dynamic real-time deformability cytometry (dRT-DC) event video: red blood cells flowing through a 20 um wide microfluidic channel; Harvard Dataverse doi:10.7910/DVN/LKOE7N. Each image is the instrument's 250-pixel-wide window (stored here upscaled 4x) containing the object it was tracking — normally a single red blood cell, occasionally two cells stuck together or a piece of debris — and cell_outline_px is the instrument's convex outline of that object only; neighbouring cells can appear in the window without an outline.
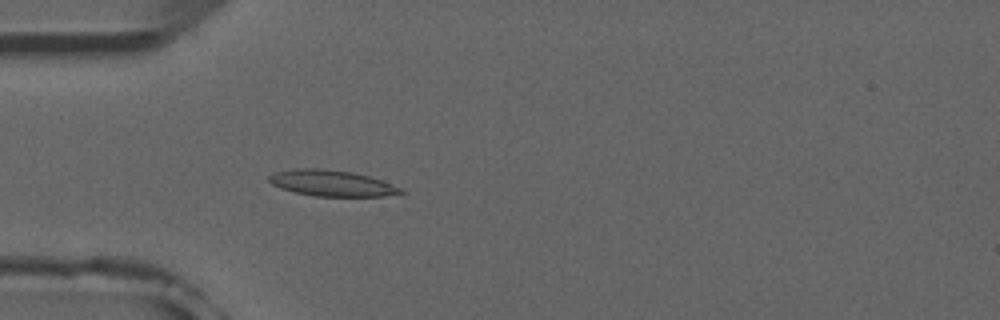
{"species": "common noctule bat (a hibernating species)", "species_latin": "Nyctalus noctula", "temperature_condition": "room temperature", "stored_images_in_passage": 3, "camera_frame_rate_fps": 3000, "um_per_image_px": 0.085, "animal": {"sex": "male", "forearm_length_mm": 52.5}, "frame": {"image": 1, "passage_image": 3, "time_ms": 2.333, "image_size_px": [1000, 320], "cell_outline_px": [[408, 192], [384, 196], [316, 196], [292, 192], [280, 188], [272, 184], [268, 180], [268, 176], [276, 172], [296, 168], [320, 168], [352, 172], [368, 176], [404, 188]], "centroid_in_image_um": [28.21, 15.57], "position_along_channel_um": 56.8, "area_um2": 20.06}}